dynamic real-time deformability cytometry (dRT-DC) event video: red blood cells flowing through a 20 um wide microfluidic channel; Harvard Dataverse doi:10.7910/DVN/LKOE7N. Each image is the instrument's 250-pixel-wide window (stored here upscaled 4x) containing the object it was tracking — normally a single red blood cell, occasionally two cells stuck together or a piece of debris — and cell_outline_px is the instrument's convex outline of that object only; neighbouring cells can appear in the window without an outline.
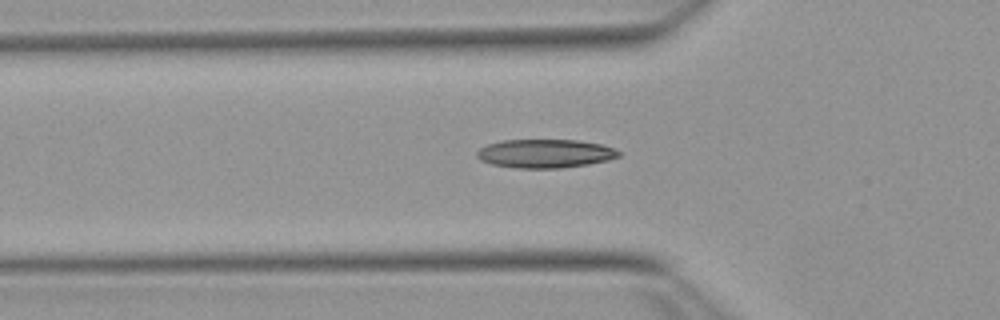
{"species": "Egyptian fruit bat (a non-hibernating species)", "species_latin": "Rousettus aegyptiacus", "temperature_condition": "warm", "stored_images_in_passage": 36, "camera_frame_rate_fps": 3000, "um_per_image_px": 0.085, "animal": {"sex": "female"}, "frame": {"image": 1, "passage_image": 8, "time_ms": 2.333, "image_size_px": [1000, 320], "cell_outline_px": [[620, 156], [608, 160], [588, 164], [560, 168], [516, 168], [492, 164], [480, 160], [476, 156], [476, 152], [480, 148], [488, 144], [500, 140], [580, 140], [600, 144], [612, 148], [620, 152]], "centroid_in_image_um": [46.31, 13.05], "position_along_channel_um": 79.5, "area_um2": 23.64}}
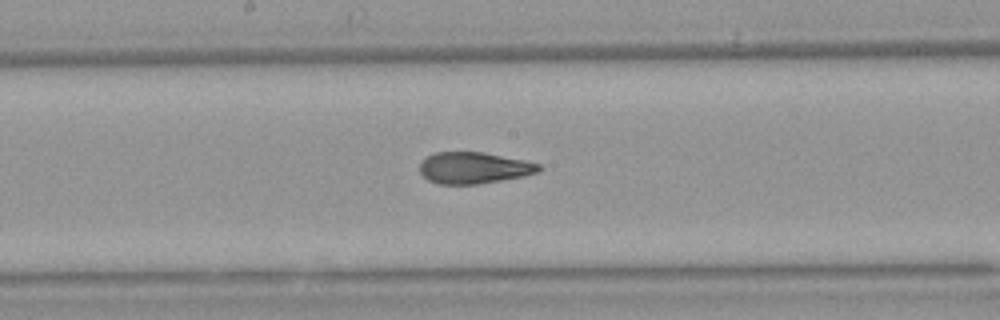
{"frame": {"image": 2, "passage_image": 18, "time_ms": 5.667, "image_size_px": [1000, 320], "cell_outline_px": [[540, 172], [524, 176], [480, 184], [436, 184], [428, 180], [420, 172], [420, 160], [436, 152], [484, 152], [524, 160], [540, 164]], "centroid_in_image_um": [40.27, 14.27], "position_along_channel_um": 207.9, "area_um2": 21.96}}
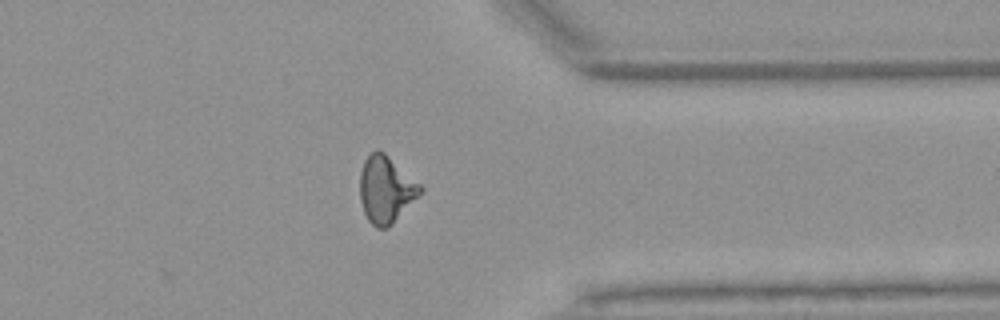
{"frame": {"image": 3, "passage_image": 32, "time_ms": 10.333, "image_size_px": [1000, 320], "cell_outline_px": [[424, 188], [392, 224], [388, 228], [376, 228], [368, 220], [364, 212], [360, 200], [360, 172], [364, 160], [376, 148], [384, 152], [420, 184]], "centroid_in_image_um": [32.77, 16.09], "position_along_channel_um": 378.6, "area_um2": 23.18}, "authors_computed_cell_mechanics": {"area_um2": 22.4842, "velocity_mm_per_s": 3.8394, "shape_relaxation_time_tau1_ms": 7.2093, "shape_relaxation_time_tau2_ms": 1.5217, "deformation_change_tau1": 0.2077, "deformation_change_tau2": 0.0845}}